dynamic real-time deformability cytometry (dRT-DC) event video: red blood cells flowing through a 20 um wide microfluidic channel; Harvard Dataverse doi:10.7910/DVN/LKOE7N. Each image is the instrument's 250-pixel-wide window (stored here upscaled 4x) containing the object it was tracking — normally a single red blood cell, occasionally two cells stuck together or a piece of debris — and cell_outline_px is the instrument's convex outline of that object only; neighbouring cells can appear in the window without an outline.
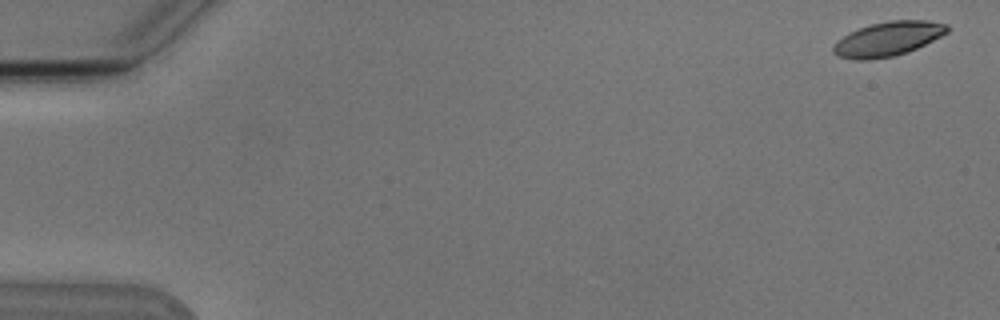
{"species": "Egyptian fruit bat (a non-hibernating species)", "species_latin": "Rousettus aegyptiacus", "temperature_condition": "cold", "stored_images_in_passage": 8, "camera_frame_rate_fps": 3000, "um_per_image_px": 0.085, "animal": {"sex": "male"}, "frame": {"image": 1, "passage_image": 1, "time_ms": 0.0, "image_size_px": [1000, 320], "cell_outline_px": [[948, 32], [916, 48], [892, 56], [868, 60], [852, 60], [836, 56], [832, 52], [832, 48], [836, 40], [848, 32], [872, 24], [888, 20], [928, 20], [948, 24]], "centroid_in_image_um": [75.41, 3.3], "position_along_channel_um": 9.6, "area_um2": 22.77}}
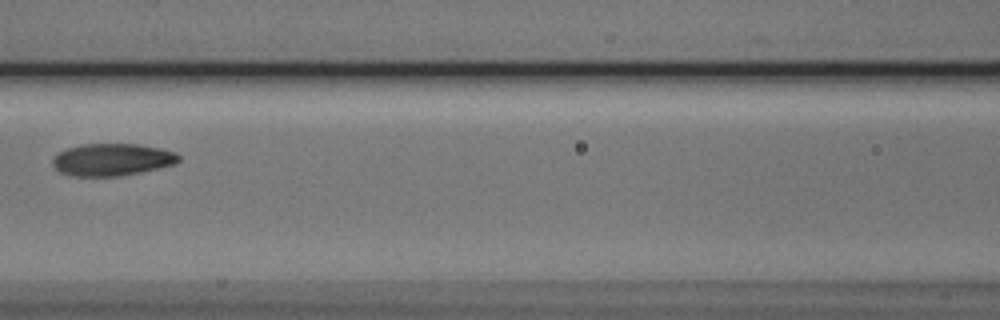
{"frame": {"image": 2, "passage_image": 7, "time_ms": 8.0, "image_size_px": [1000, 320], "cell_outline_px": [[180, 160], [176, 164], [160, 168], [140, 172], [116, 176], [72, 176], [60, 172], [52, 164], [52, 160], [60, 152], [68, 148], [80, 144], [136, 144], [160, 148], [176, 152], [180, 156]], "centroid_in_image_um": [9.56, 13.57], "position_along_channel_um": 157.0, "area_um2": 23.64}}
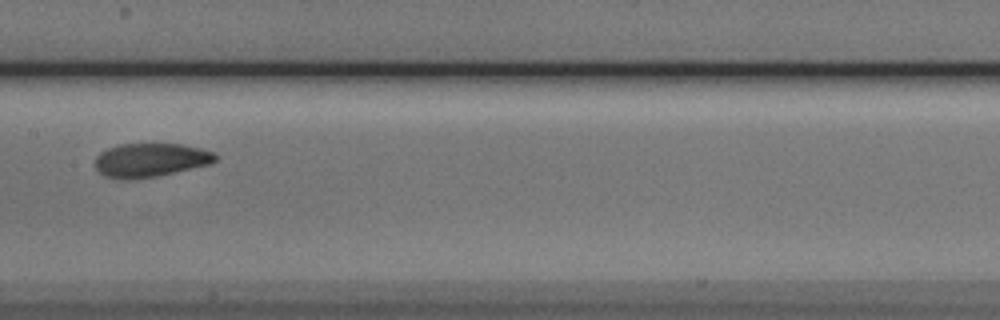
{"frame": {"image": 3, "passage_image": 8, "time_ms": 9.0, "image_size_px": [1000, 320], "cell_outline_px": [[220, 156], [212, 164], [156, 176], [136, 180], [120, 180], [104, 176], [96, 168], [96, 156], [100, 152], [108, 148], [120, 144], [180, 144], [200, 148], [216, 152]], "centroid_in_image_um": [12.82, 13.62], "position_along_channel_um": 194.6, "area_um2": 23.99}}